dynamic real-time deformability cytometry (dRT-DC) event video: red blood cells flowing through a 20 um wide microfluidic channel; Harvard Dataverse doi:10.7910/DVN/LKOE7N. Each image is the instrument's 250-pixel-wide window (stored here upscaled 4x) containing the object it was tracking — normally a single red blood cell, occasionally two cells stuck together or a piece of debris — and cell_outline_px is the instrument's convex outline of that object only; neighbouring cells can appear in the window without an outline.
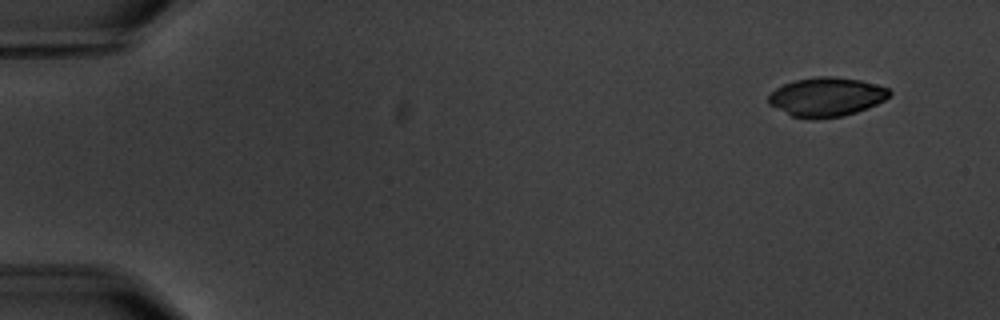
{"species": "common noctule bat (a hibernating species)", "species_latin": "Nyctalus noctula", "temperature_condition": "warm", "stored_images_in_passage": 14, "camera_frame_rate_fps": 3000, "um_per_image_px": 0.085, "animal": {"sex": "male", "body_mass_g": 20.1, "forearm_length_mm": 53.5}, "frame": {"image": 1, "passage_image": 1, "time_ms": 0.0, "image_size_px": [1000, 320], "cell_outline_px": [[892, 92], [884, 100], [868, 108], [844, 116], [816, 120], [792, 116], [768, 104], [768, 96], [776, 88], [784, 84], [796, 80], [816, 76], [832, 76], [860, 80], [876, 84], [888, 88]], "centroid_in_image_um": [70.24, 8.25], "position_along_channel_um": 14.8, "area_um2": 27.63}}